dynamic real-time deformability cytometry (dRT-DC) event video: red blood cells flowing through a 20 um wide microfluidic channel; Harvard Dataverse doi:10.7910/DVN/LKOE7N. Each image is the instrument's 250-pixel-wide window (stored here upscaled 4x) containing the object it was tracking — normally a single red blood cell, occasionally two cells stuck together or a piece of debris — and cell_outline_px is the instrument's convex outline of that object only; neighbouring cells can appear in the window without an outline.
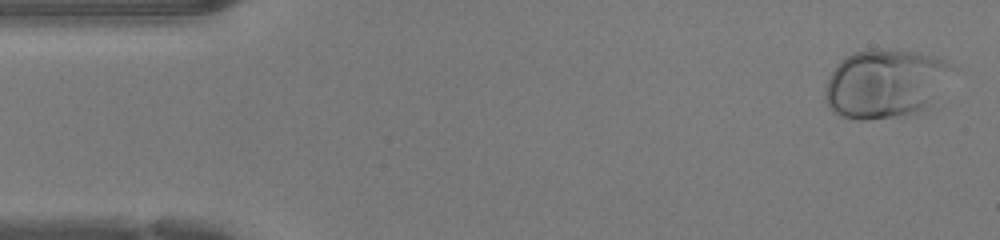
{"species": "human", "species_latin": "Homo sapiens", "temperature_condition": "warm", "stored_images_in_passage": 47, "camera_frame_rate_fps": 3000, "um_per_image_px": 0.085, "donor": {"sex": "female"}, "frame": {"image": 1, "passage_image": 2, "time_ms": 0.333, "image_size_px": [1000, 240], "cell_outline_px": [[956, 68], [928, 100], [924, 104], [912, 112], [896, 116], [864, 120], [856, 120], [840, 116], [832, 112], [824, 100], [824, 88], [836, 64], [840, 60], [852, 52], [872, 48], [876, 48], [920, 52], [936, 56], [952, 64]], "centroid_in_image_um": [75.13, 7.05], "position_along_channel_um": 9.9, "area_um2": 50.23}}
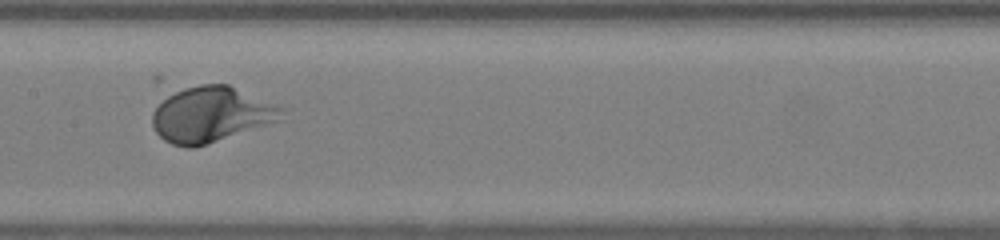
{"frame": {"image": 2, "passage_image": 23, "time_ms": 7.333, "image_size_px": [1000, 240], "cell_outline_px": [[284, 120], [196, 148], [188, 148], [172, 144], [164, 140], [156, 132], [152, 124], [152, 112], [164, 92], [200, 84], [228, 84], [284, 108]], "centroid_in_image_um": [17.91, 9.73], "position_along_channel_um": 189.5, "area_um2": 42.83}}
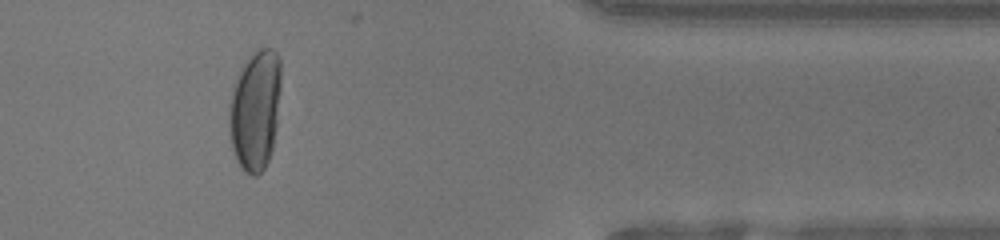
{"frame": {"image": 3, "passage_image": 39, "time_ms": 12.667, "image_size_px": [1000, 240], "cell_outline_px": [[280, 88], [276, 128], [272, 152], [264, 168], [256, 176], [252, 176], [244, 172], [236, 160], [232, 148], [228, 124], [228, 104], [232, 84], [244, 60], [256, 48], [272, 48], [276, 52], [280, 60]], "centroid_in_image_um": [21.66, 9.32], "position_along_channel_um": 389.7, "area_um2": 37.22}, "authors_computed_cell_mechanics": {"area_um2": 41.6738, "velocity_mm_per_s": 4.2694, "shape_relaxation_time_tau1_ms": 3.368, "shape_relaxation_time_tau2_ms": null, "deformation_change_tau1": 0.2222, "deformation_change_tau2": null}}